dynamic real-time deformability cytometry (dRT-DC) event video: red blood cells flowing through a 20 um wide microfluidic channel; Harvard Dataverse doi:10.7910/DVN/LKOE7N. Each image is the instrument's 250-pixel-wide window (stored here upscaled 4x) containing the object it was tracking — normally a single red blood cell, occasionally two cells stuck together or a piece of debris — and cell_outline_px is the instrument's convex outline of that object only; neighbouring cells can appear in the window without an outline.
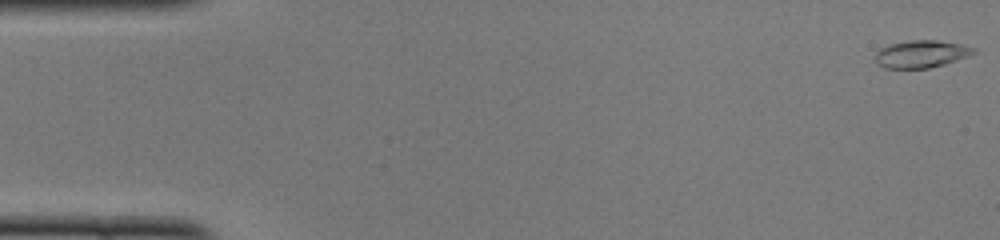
{"species": "common noctule bat (a hibernating species)", "species_latin": "Nyctalus noctula", "temperature_condition": "cold", "stored_images_in_passage": 50, "camera_frame_rate_fps": 3000, "um_per_image_px": 0.085, "animal": {"sex": "female", "body_mass_g": 22.0, "forearm_length_mm": 56.7}, "frame": {"image": 1, "passage_image": 1, "time_ms": 0.0, "image_size_px": [1000, 240], "cell_outline_px": [[976, 52], [968, 56], [944, 64], [928, 68], [884, 68], [876, 64], [876, 52], [880, 48], [888, 44], [912, 40], [936, 40], [960, 44], [976, 48]], "centroid_in_image_um": [78.28, 4.59], "position_along_channel_um": 6.7, "area_um2": 15.66}}
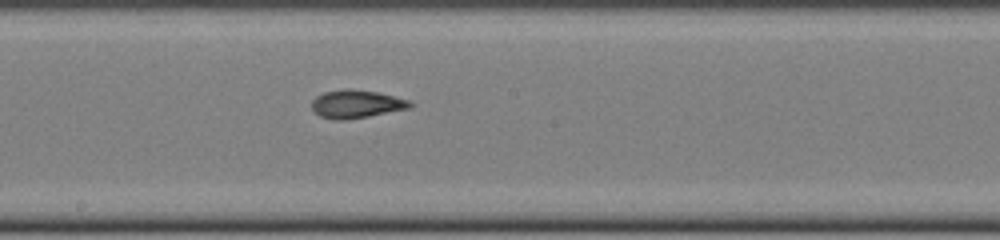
{"frame": {"image": 2, "passage_image": 27, "time_ms": 8.667, "image_size_px": [1000, 240], "cell_outline_px": [[416, 104], [412, 108], [368, 116], [344, 120], [332, 120], [320, 116], [312, 108], [312, 100], [316, 96], [324, 92], [344, 88], [348, 88], [376, 92], [408, 100]], "centroid_in_image_um": [30.3, 8.84], "position_along_channel_um": 217.9, "area_um2": 16.13}}
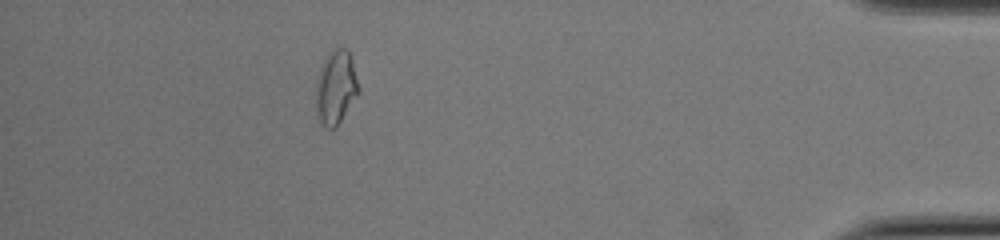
{"frame": {"image": 3, "passage_image": 45, "time_ms": 14.667, "image_size_px": [1000, 240], "cell_outline_px": [[360, 92], [336, 128], [328, 128], [316, 116], [316, 80], [320, 68], [328, 52], [336, 48], [348, 48], [352, 60], [360, 88]], "centroid_in_image_um": [28.55, 7.42], "position_along_channel_um": 406.6, "area_um2": 18.55}, "authors_computed_cell_mechanics": {"area_um2": 16.0395, "velocity_mm_per_s": 3.9984, "shape_relaxation_time_tau1_ms": null, "shape_relaxation_time_tau2_ms": 1.7403, "deformation_change_tau1": null, "deformation_change_tau2": 0.0795}}